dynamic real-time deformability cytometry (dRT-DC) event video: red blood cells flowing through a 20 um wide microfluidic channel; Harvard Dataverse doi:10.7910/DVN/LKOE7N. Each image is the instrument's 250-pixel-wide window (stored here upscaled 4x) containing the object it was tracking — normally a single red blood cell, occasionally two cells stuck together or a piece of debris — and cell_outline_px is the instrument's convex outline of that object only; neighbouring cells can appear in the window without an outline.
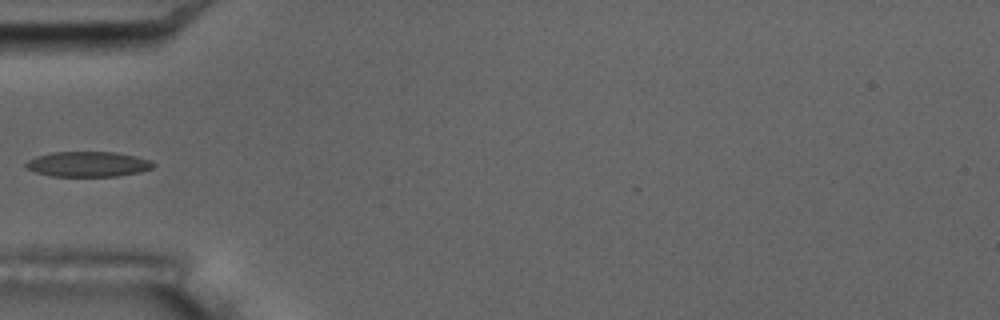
{"species": "common noctule bat (a hibernating species)", "species_latin": "Nyctalus noctula", "temperature_condition": "room temperature", "stored_images_in_passage": 3, "camera_frame_rate_fps": 3000, "um_per_image_px": 0.085, "animal": {"sex": "male", "body_mass_g": 17.5, "forearm_length_mm": 52.3}, "frame": {"image": 1, "passage_image": 3, "time_ms": 3.0, "image_size_px": [1000, 320], "cell_outline_px": [[156, 164], [152, 168], [140, 172], [116, 176], [52, 176], [36, 172], [24, 168], [24, 164], [28, 160], [36, 156], [52, 152], [116, 152], [136, 156], [152, 160]], "centroid_in_image_um": [7.48, 13.95], "position_along_channel_um": 77.5, "area_um2": 18.84}}